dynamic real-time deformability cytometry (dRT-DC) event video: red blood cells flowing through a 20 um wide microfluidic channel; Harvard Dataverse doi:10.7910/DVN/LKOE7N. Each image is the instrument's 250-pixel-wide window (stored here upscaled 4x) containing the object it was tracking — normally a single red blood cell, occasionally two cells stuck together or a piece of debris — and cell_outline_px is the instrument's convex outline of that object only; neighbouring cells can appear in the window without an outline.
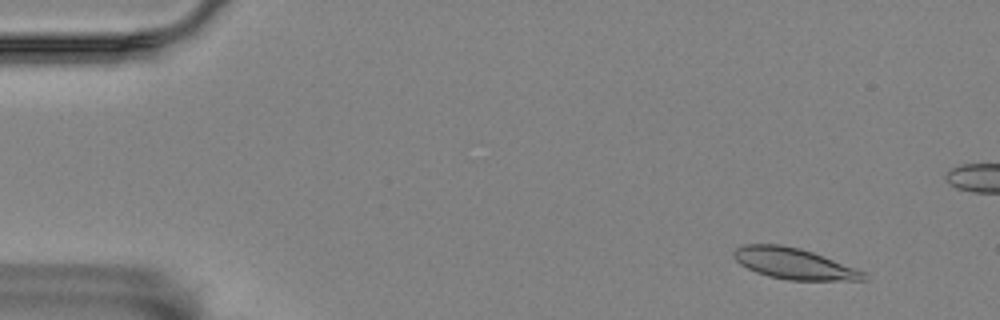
{"species": "Egyptian fruit bat (a non-hibernating species)", "species_latin": "Rousettus aegyptiacus", "temperature_condition": "room temperature", "stored_images_in_passage": 11, "camera_frame_rate_fps": 3000, "um_per_image_px": 0.085, "animal": {"sex": "female"}, "frame": {"image": 1, "passage_image": 4, "time_ms": 1.0, "image_size_px": [1000, 320], "cell_outline_px": [[868, 280], [788, 280], [768, 276], [756, 272], [740, 264], [732, 256], [732, 252], [736, 248], [744, 244], [780, 244], [800, 248], [812, 252], [864, 272], [868, 276]], "centroid_in_image_um": [67.44, 22.4], "position_along_channel_um": 17.6, "area_um2": 23.29}}